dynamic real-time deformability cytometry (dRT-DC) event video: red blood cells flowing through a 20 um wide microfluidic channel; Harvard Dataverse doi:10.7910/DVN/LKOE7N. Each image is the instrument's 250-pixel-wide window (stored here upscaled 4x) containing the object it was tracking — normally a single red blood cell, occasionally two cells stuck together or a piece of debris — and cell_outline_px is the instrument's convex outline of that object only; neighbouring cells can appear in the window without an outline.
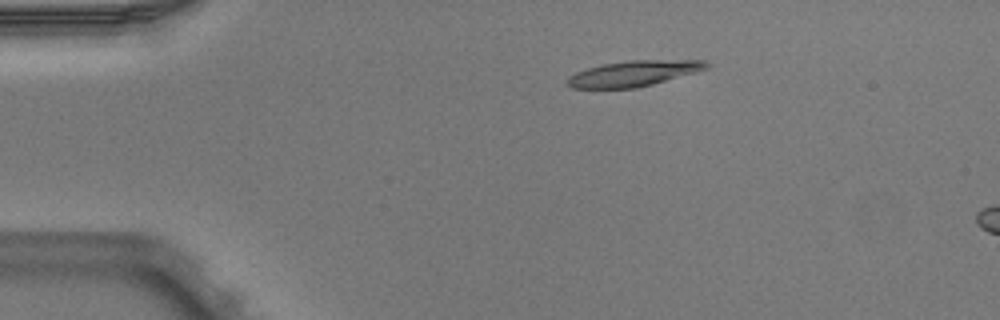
{"species": "Egyptian fruit bat (a non-hibernating species)", "species_latin": "Rousettus aegyptiacus", "temperature_condition": "warm", "stored_images_in_passage": 4, "camera_frame_rate_fps": 3000, "um_per_image_px": 0.085, "animal": {"sex": "male"}, "frame": {"image": 1, "passage_image": 2, "time_ms": 0.333, "image_size_px": [1000, 320], "cell_outline_px": [[708, 68], [696, 72], [652, 84], [636, 88], [572, 88], [568, 84], [568, 76], [576, 72], [600, 64], [628, 60], [704, 60], [708, 64]], "centroid_in_image_um": [53.85, 6.24], "position_along_channel_um": 31.2, "area_um2": 20.63}}